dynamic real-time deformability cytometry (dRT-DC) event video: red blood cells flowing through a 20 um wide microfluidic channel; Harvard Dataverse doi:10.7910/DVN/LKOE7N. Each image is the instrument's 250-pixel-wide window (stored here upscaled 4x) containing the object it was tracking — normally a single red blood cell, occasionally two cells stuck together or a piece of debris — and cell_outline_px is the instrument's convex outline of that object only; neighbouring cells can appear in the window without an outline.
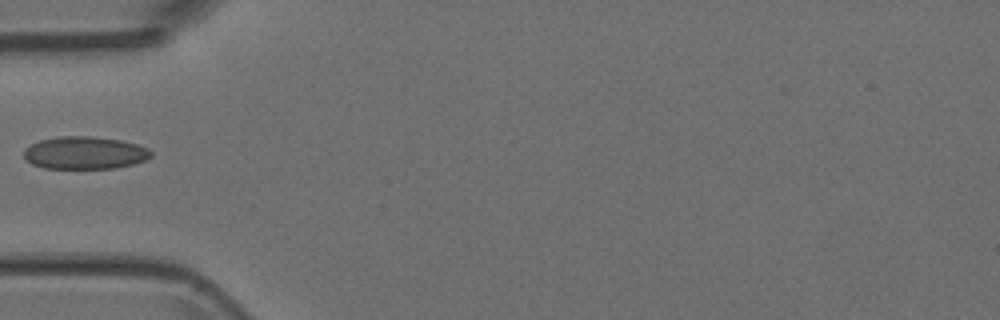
{"species": "Egyptian fruit bat (a non-hibernating species)", "species_latin": "Rousettus aegyptiacus", "temperature_condition": "room temperature", "stored_images_in_passage": 6, "camera_frame_rate_fps": 3000, "um_per_image_px": 0.085, "animal": {"sex": "female"}, "frame": {"image": 1, "passage_image": 6, "time_ms": 1.667, "image_size_px": [1000, 320], "cell_outline_px": [[152, 156], [144, 160], [132, 164], [116, 168], [44, 168], [32, 164], [24, 160], [24, 148], [40, 140], [60, 136], [92, 136], [120, 140], [136, 144], [148, 148], [152, 152]], "centroid_in_image_um": [7.18, 12.99], "position_along_channel_um": 77.8, "area_um2": 24.16}}